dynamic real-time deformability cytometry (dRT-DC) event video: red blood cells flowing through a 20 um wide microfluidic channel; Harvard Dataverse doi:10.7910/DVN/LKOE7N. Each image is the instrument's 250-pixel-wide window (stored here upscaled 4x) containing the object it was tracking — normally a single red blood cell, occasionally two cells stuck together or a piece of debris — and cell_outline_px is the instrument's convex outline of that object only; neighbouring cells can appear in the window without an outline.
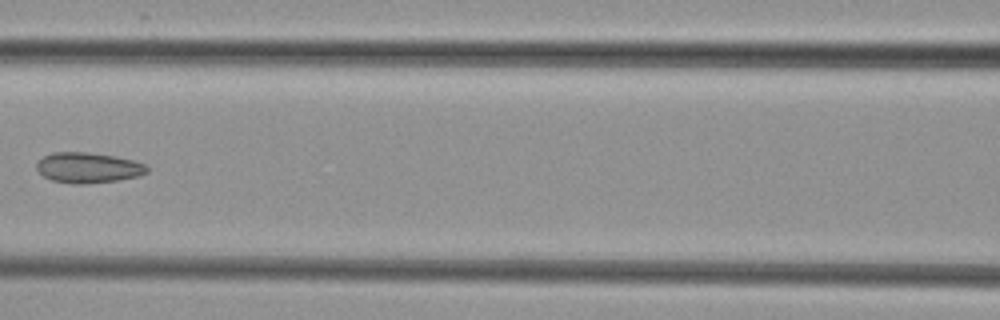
{"species": "common noctule bat (a hibernating species)", "species_latin": "Nyctalus noctula", "temperature_condition": "cold", "stored_images_in_passage": 7, "camera_frame_rate_fps": 3000, "um_per_image_px": 0.085, "animal": {"sex": "female", "body_mass_g": 29.2, "forearm_length_mm": 56.3}, "frame": {"image": 1, "passage_image": 7, "time_ms": 8.0, "image_size_px": [1000, 320], "cell_outline_px": [[148, 172], [140, 176], [120, 180], [84, 184], [72, 184], [52, 180], [44, 176], [36, 168], [36, 164], [44, 156], [52, 152], [84, 152], [116, 156], [132, 160], [144, 164], [148, 168]], "centroid_in_image_um": [7.51, 14.26], "position_along_channel_um": 159.1, "area_um2": 19.59}}